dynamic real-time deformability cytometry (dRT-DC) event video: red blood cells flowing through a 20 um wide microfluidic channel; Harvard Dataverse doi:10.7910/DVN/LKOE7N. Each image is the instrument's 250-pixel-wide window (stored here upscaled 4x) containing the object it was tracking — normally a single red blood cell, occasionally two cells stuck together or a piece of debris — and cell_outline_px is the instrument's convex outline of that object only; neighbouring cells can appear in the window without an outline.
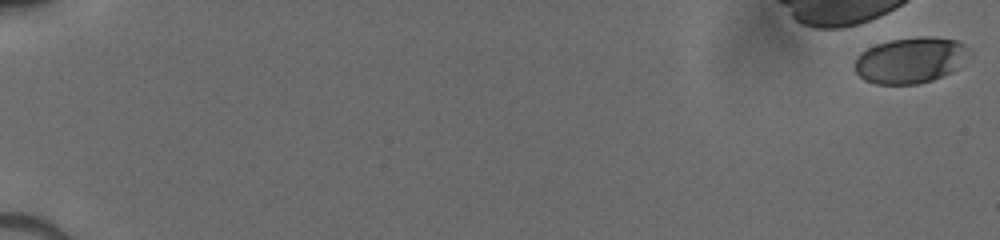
{"species": "human", "species_latin": "Homo sapiens", "temperature_condition": "cold", "stored_images_in_passage": 8, "camera_frame_rate_fps": 3000, "um_per_image_px": 0.085, "donor": {"sex": "male"}, "frame": {"image": 1, "passage_image": 1, "time_ms": 0.0, "image_size_px": [1000, 240], "cell_outline_px": [[964, 48], [956, 68], [952, 72], [932, 80], [916, 84], [876, 84], [864, 80], [856, 72], [856, 56], [868, 48], [876, 44], [888, 40], [920, 36], [932, 36], [956, 40], [964, 44]], "centroid_in_image_um": [77.27, 5.12], "position_along_channel_um": 7.7, "area_um2": 29.88}}